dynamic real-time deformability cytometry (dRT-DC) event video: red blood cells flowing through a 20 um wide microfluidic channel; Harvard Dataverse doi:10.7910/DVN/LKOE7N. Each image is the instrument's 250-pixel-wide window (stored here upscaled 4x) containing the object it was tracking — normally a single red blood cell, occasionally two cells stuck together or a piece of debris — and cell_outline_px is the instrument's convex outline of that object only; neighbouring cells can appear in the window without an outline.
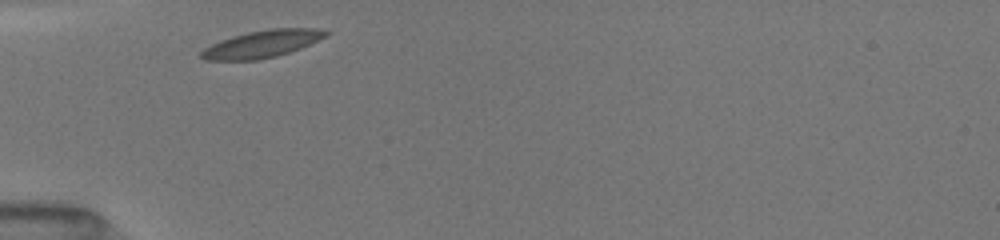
{"species": "common noctule bat (a hibernating species)", "species_latin": "Nyctalus noctula", "temperature_condition": "room temperature", "stored_images_in_passage": 10, "camera_frame_rate_fps": 3000, "um_per_image_px": 0.085, "animal": {"sex": "female", "body_mass_g": 19.5, "forearm_length_mm": 54.1}, "frame": {"image": 1, "passage_image": 1, "time_ms": 0.0, "image_size_px": [1000, 240], "cell_outline_px": [[328, 36], [300, 48], [276, 56], [256, 60], [204, 60], [200, 56], [200, 52], [204, 48], [220, 40], [232, 36], [248, 32], [268, 28], [316, 28], [328, 32]], "centroid_in_image_um": [22.26, 3.73], "position_along_channel_um": 62.7, "area_um2": 19.71}}
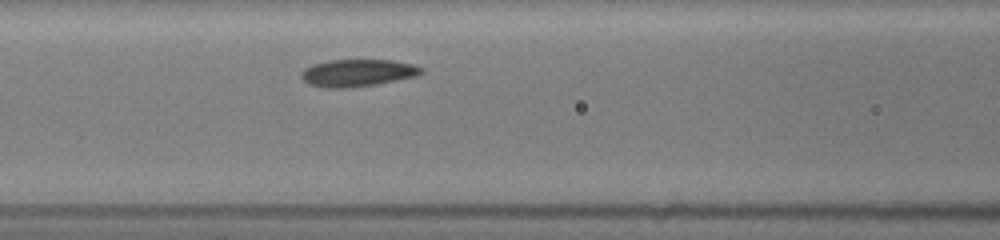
{"frame": {"image": 2, "passage_image": 7, "time_ms": 2.0, "image_size_px": [1000, 240], "cell_outline_px": [[424, 72], [416, 76], [376, 84], [348, 88], [324, 88], [308, 84], [300, 76], [300, 72], [304, 68], [312, 64], [328, 60], [392, 60], [412, 64], [424, 68]], "centroid_in_image_um": [30.36, 6.19], "position_along_channel_um": 136.2, "area_um2": 19.19}}
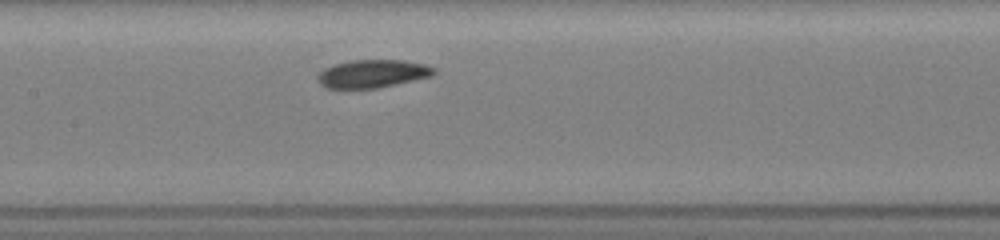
{"frame": {"image": 3, "passage_image": 10, "time_ms": 3.0, "image_size_px": [1000, 240], "cell_outline_px": [[436, 72], [432, 76], [380, 88], [324, 88], [320, 84], [316, 76], [324, 68], [336, 64], [352, 60], [404, 60], [424, 64], [436, 68]], "centroid_in_image_um": [31.68, 6.27], "position_along_channel_um": 175.7, "area_um2": 19.07}}